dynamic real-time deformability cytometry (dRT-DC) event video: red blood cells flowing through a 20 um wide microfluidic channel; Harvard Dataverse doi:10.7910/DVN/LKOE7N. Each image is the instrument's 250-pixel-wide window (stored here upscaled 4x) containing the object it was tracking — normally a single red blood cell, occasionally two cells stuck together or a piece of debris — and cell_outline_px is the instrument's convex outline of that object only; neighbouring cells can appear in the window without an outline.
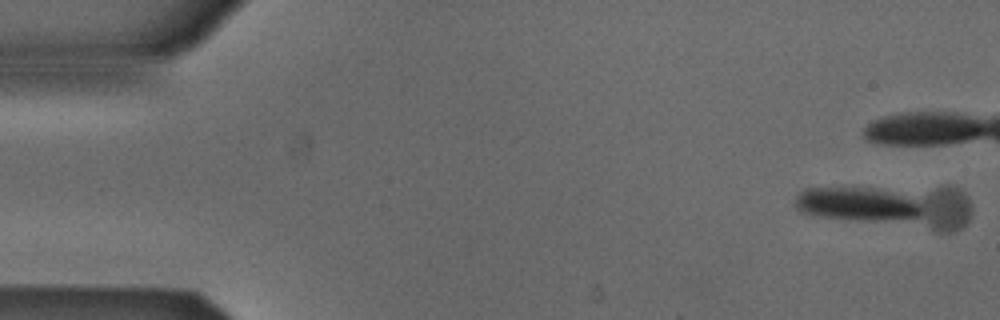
{"species": "Egyptian fruit bat (a non-hibernating species)", "species_latin": "Rousettus aegyptiacus", "temperature_condition": "cold", "stored_images_in_passage": 8, "camera_frame_rate_fps": 3000, "um_per_image_px": 0.085, "animal": {"sex": "male"}, "frame": {"image": 1, "passage_image": 1, "time_ms": 0.0, "image_size_px": [1000, 320], "cell_outline_px": [[972, 212], [968, 220], [956, 232], [944, 232], [820, 216], [800, 212], [796, 208], [796, 196], [800, 192], [808, 188], [956, 188], [968, 196], [972, 204]], "centroid_in_image_um": [75.72, 17.54], "position_along_channel_um": 9.3, "area_um2": 43.58}}